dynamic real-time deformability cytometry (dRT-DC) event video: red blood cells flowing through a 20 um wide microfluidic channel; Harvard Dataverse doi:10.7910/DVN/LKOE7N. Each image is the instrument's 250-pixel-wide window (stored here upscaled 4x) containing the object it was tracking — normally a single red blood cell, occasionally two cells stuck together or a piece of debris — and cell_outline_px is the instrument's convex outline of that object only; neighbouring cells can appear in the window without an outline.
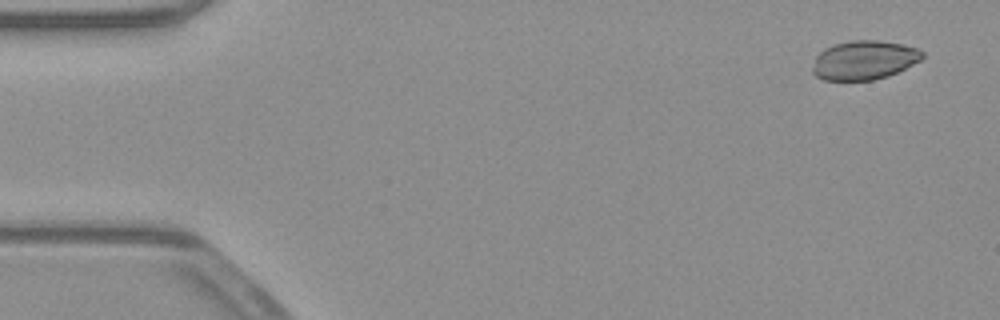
{"species": "common noctule bat (a hibernating species)", "species_latin": "Nyctalus noctula", "temperature_condition": "warm", "stored_images_in_passage": 53, "camera_frame_rate_fps": 3000, "um_per_image_px": 0.085, "animal": {"sex": "male", "body_mass_g": 23.1, "forearm_length_mm": 52.7}, "frame": {"image": 1, "passage_image": 3, "time_ms": 0.667, "image_size_px": [1000, 320], "cell_outline_px": [[924, 56], [920, 60], [888, 76], [872, 80], [824, 80], [816, 76], [812, 72], [812, 68], [816, 56], [824, 48], [832, 44], [852, 40], [880, 40], [904, 44], [916, 48], [924, 52]], "centroid_in_image_um": [73.43, 5.1], "position_along_channel_um": 11.6, "area_um2": 25.03}}
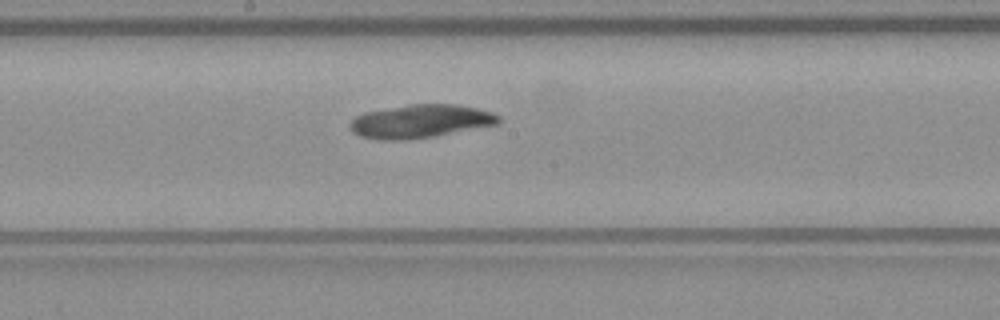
{"frame": {"image": 2, "passage_image": 28, "time_ms": 9.0, "image_size_px": [1000, 320], "cell_outline_px": [[500, 120], [496, 124], [436, 136], [408, 140], [380, 140], [360, 136], [352, 132], [348, 124], [356, 116], [364, 112], [408, 104], [456, 104], [476, 108], [492, 112], [500, 116]], "centroid_in_image_um": [35.7, 10.31], "position_along_channel_um": 212.5, "area_um2": 28.96}}
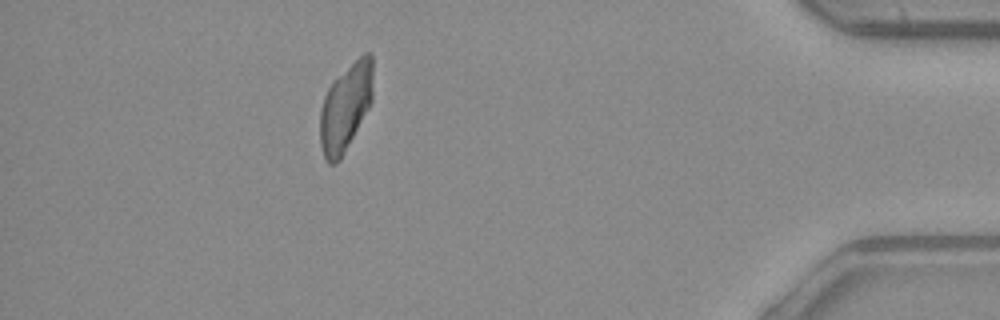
{"frame": {"image": 3, "passage_image": 47, "time_ms": 15.333, "image_size_px": [1000, 320], "cell_outline_px": [[372, 100], [368, 108], [340, 160], [336, 164], [328, 164], [324, 160], [320, 144], [320, 108], [324, 96], [332, 80], [364, 52], [372, 52]], "centroid_in_image_um": [29.34, 9.12], "position_along_channel_um": 405.9, "area_um2": 27.05}}